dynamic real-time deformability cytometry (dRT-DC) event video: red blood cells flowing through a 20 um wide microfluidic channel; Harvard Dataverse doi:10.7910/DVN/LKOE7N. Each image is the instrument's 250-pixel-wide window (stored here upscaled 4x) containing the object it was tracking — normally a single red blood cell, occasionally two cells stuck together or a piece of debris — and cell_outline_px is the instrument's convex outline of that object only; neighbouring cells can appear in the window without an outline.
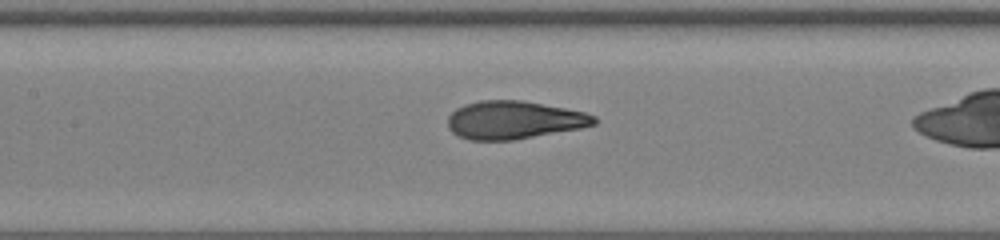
{"species": "human", "species_latin": "Homo sapiens", "temperature_condition": "warm", "stored_images_in_passage": 36, "camera_frame_rate_fps": 3000, "um_per_image_px": 0.085, "donor": {"sex": "male"}, "frame": {"image": 1, "passage_image": 20, "time_ms": 6.333, "image_size_px": [1000, 240], "cell_outline_px": [[596, 124], [580, 128], [512, 140], [468, 140], [452, 132], [448, 128], [448, 116], [456, 108], [464, 104], [480, 100], [520, 100], [564, 108], [584, 112], [596, 116]], "centroid_in_image_um": [43.65, 10.2], "position_along_channel_um": 163.7, "area_um2": 32.25}}
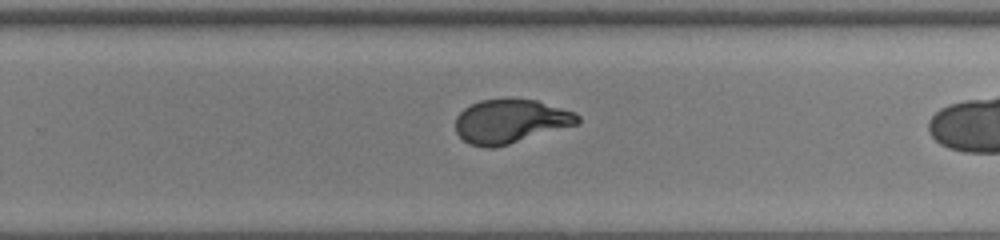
{"frame": {"image": 2, "passage_image": 29, "time_ms": 9.333, "image_size_px": [1000, 240], "cell_outline_px": [[580, 124], [508, 144], [492, 148], [484, 148], [468, 144], [456, 132], [456, 116], [464, 108], [480, 100], [536, 100], [576, 112], [580, 116]], "centroid_in_image_um": [43.41, 10.33], "position_along_channel_um": 286.4, "area_um2": 31.1}}
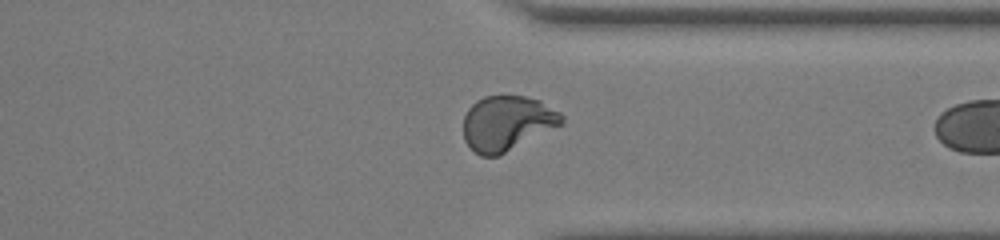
{"frame": {"image": 3, "passage_image": 35, "time_ms": 11.333, "image_size_px": [1000, 240], "cell_outline_px": [[564, 124], [500, 156], [480, 156], [464, 140], [464, 116], [468, 108], [476, 100], [484, 96], [524, 96], [540, 100], [560, 112], [564, 116]], "centroid_in_image_um": [43.13, 10.48], "position_along_channel_um": 368.3, "area_um2": 31.79}}